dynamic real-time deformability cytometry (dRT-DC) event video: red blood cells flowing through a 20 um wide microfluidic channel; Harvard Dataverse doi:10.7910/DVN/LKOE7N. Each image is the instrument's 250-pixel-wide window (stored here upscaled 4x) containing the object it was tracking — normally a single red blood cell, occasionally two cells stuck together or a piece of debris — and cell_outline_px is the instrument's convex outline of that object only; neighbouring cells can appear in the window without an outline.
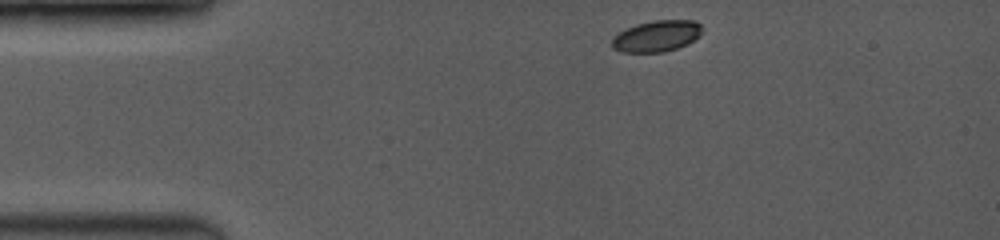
{"species": "common noctule bat (a hibernating species)", "species_latin": "Nyctalus noctula", "temperature_condition": "room temperature", "stored_images_in_passage": 23, "camera_frame_rate_fps": 3500, "um_per_image_px": 0.085, "animal": {"sex": "female", "body_mass_g": 19.0, "forearm_length_mm": 53.3}, "frame": {"image": 1, "passage_image": 1, "time_ms": 0.0, "image_size_px": [1000, 240], "cell_outline_px": [[700, 36], [688, 44], [664, 52], [620, 52], [612, 48], [612, 40], [620, 32], [636, 24], [656, 20], [692, 20], [700, 24]], "centroid_in_image_um": [55.82, 3.07], "position_along_channel_um": 29.2, "area_um2": 16.24}}
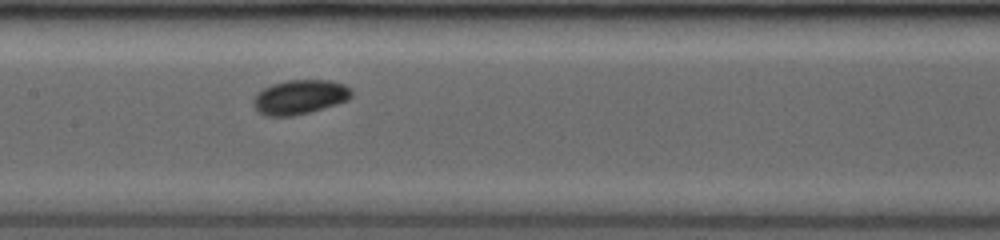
{"frame": {"image": 2, "passage_image": 10, "time_ms": 5.143, "image_size_px": [1000, 240], "cell_outline_px": [[352, 96], [348, 100], [336, 104], [308, 112], [292, 116], [264, 116], [252, 104], [252, 100], [256, 92], [272, 84], [288, 80], [328, 80], [344, 84], [352, 88]], "centroid_in_image_um": [25.47, 8.24], "position_along_channel_um": 181.9, "area_um2": 19.71}}
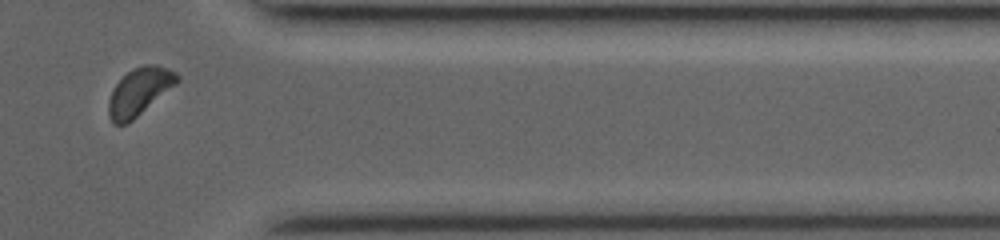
{"frame": {"image": 3, "passage_image": 20, "time_ms": 10.571, "image_size_px": [1000, 240], "cell_outline_px": [[180, 80], [176, 84], [128, 124], [112, 124], [108, 116], [108, 100], [112, 88], [132, 68], [144, 64], [156, 64], [176, 72], [180, 76]], "centroid_in_image_um": [11.83, 7.79], "position_along_channel_um": 399.6, "area_um2": 19.02}, "authors_computed_cell_mechanics": {"area_um2": 18.785, "velocity_mm_per_s": 4.0675, "shape_relaxation_time_tau1_ms": 1.9601, "shape_relaxation_time_tau2_ms": null, "deformation_change_tau1": 0.0504, "deformation_change_tau2": null}}